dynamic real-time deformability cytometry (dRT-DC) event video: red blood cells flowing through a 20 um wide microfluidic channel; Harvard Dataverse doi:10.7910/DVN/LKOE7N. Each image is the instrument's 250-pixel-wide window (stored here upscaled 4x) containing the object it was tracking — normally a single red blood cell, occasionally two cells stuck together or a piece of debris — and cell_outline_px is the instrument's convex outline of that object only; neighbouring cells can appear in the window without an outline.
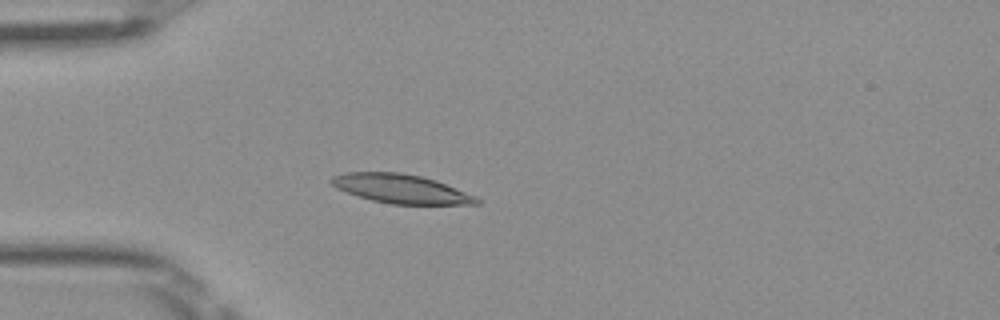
{"species": "Egyptian fruit bat (a non-hibernating species)", "species_latin": "Rousettus aegyptiacus", "temperature_condition": "room temperature", "stored_images_in_passage": 51, "camera_frame_rate_fps": 3000, "um_per_image_px": 0.085, "frame": {"image": 1, "passage_image": 15, "time_ms": 4.667, "image_size_px": [1000, 320], "cell_outline_px": [[480, 204], [392, 204], [372, 200], [336, 188], [332, 184], [332, 176], [348, 172], [400, 172], [420, 176], [436, 180], [476, 196], [480, 200]], "centroid_in_image_um": [34.11, 16.04], "position_along_channel_um": 50.9, "area_um2": 24.22}}
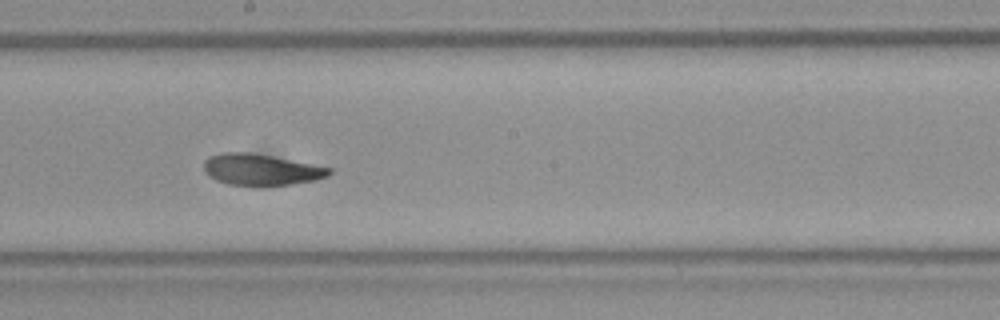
{"frame": {"image": 2, "passage_image": 29, "time_ms": 9.333, "image_size_px": [1000, 320], "cell_outline_px": [[332, 172], [328, 176], [316, 180], [288, 184], [228, 184], [216, 180], [208, 176], [204, 172], [204, 160], [208, 156], [220, 152], [248, 152], [272, 156], [332, 168]], "centroid_in_image_um": [22.15, 14.39], "position_along_channel_um": 226.1, "area_um2": 22.54}}
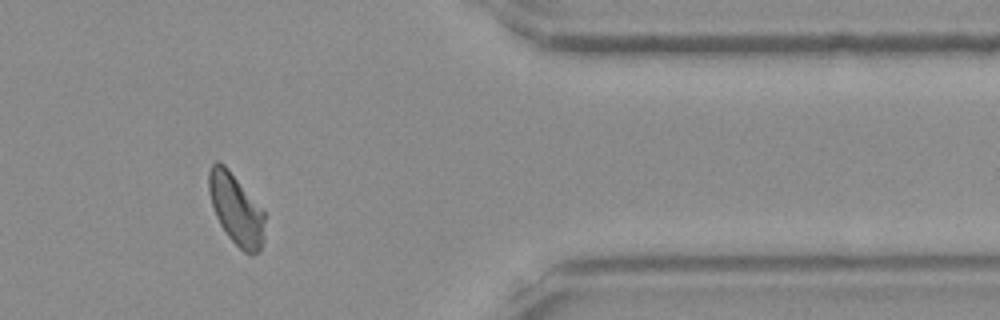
{"frame": {"image": 3, "passage_image": 43, "time_ms": 14.0, "image_size_px": [1000, 320], "cell_outline_px": [[264, 240], [260, 252], [252, 256], [248, 256], [228, 236], [220, 224], [216, 216], [212, 204], [208, 188], [208, 172], [212, 164], [216, 160], [224, 164], [228, 168], [264, 212]], "centroid_in_image_um": [20.07, 17.82], "position_along_channel_um": 391.3, "area_um2": 23.0}, "authors_computed_cell_mechanics": {"area_um2": 23.5824, "velocity_mm_per_s": 4.0193, "shape_relaxation_time_tau1_ms": 4.1222, "shape_relaxation_time_tau2_ms": 1.8802, "deformation_change_tau1": 0.134, "deformation_change_tau2": 0.0823}}